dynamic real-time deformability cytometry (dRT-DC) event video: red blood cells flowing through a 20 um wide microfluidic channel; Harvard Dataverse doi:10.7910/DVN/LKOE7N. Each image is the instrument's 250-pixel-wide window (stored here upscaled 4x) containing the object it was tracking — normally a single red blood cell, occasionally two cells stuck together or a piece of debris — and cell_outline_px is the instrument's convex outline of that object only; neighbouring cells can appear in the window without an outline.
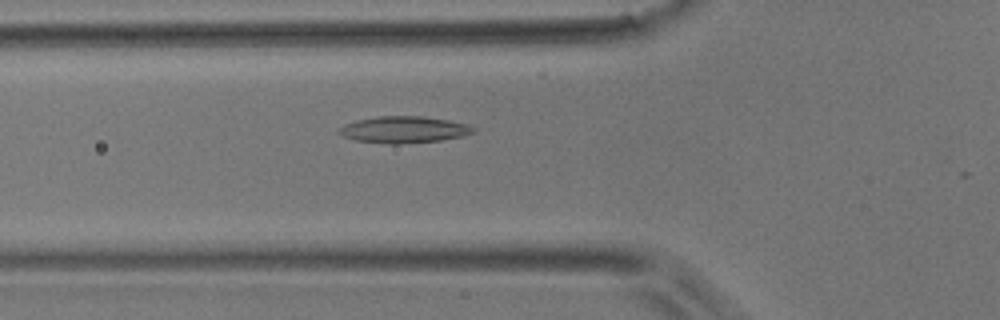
{"species": "common noctule bat (a hibernating species)", "species_latin": "Nyctalus noctula", "temperature_condition": "room temperature", "stored_images_in_passage": 44, "camera_frame_rate_fps": 3000, "um_per_image_px": 0.085, "animal": {"sex": "male", "body_mass_g": 17.9}, "frame": {"image": 1, "passage_image": 18, "time_ms": 5.667, "image_size_px": [1000, 320], "cell_outline_px": [[476, 132], [464, 136], [440, 140], [396, 144], [388, 144], [356, 140], [344, 136], [336, 132], [336, 128], [344, 124], [356, 120], [376, 116], [420, 116], [448, 120], [468, 124], [476, 128]], "centroid_in_image_um": [34.31, 11.01], "position_along_channel_um": 91.5, "area_um2": 20.98}}
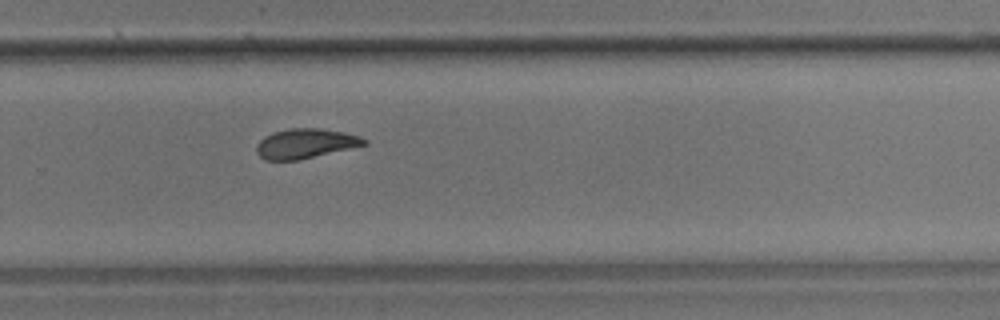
{"frame": {"image": 2, "passage_image": 34, "time_ms": 11.0, "image_size_px": [1000, 320], "cell_outline_px": [[368, 144], [300, 160], [264, 160], [256, 152], [256, 144], [264, 136], [272, 132], [288, 128], [316, 128], [344, 132], [360, 136], [368, 140]], "centroid_in_image_um": [25.95, 12.2], "position_along_channel_um": 303.9, "area_um2": 18.79}}
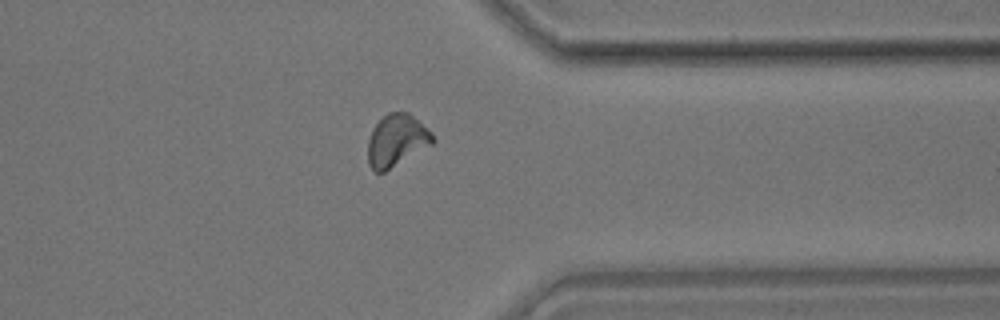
{"frame": {"image": 3, "passage_image": 40, "time_ms": 13.0, "image_size_px": [1000, 320], "cell_outline_px": [[436, 140], [432, 144], [384, 172], [372, 172], [368, 164], [368, 140], [372, 128], [388, 112], [408, 112], [432, 132]], "centroid_in_image_um": [33.7, 11.94], "position_along_channel_um": 377.7, "area_um2": 19.65}, "authors_computed_cell_mechanics": {"area_um2": 19.3341, "velocity_mm_per_s": 3.9718, "shape_relaxation_time_tau1_ms": 5.9343, "shape_relaxation_time_tau2_ms": 3.211, "deformation_change_tau1": 0.1708, "deformation_change_tau2": 0.1087}}